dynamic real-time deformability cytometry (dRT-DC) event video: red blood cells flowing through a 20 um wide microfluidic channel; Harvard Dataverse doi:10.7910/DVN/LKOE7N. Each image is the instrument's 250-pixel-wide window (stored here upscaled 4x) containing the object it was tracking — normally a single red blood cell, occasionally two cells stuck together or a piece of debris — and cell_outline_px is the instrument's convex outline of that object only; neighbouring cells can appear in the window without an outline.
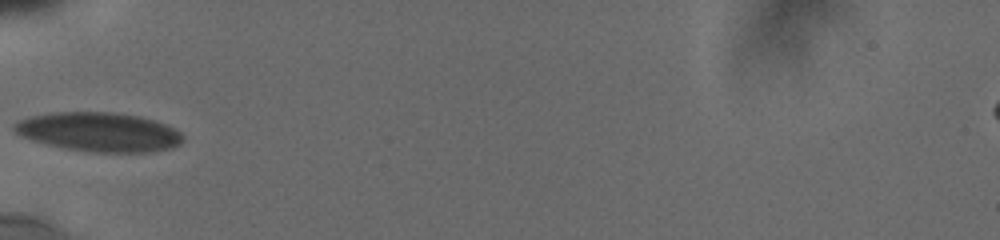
{"species": "human", "species_latin": "Homo sapiens", "temperature_condition": "cold", "stored_images_in_passage": 4, "camera_frame_rate_fps": 3000, "um_per_image_px": 0.085, "donor": {"sex": "male"}, "frame": {"image": 1, "passage_image": 1, "time_ms": 0.0, "image_size_px": [1000, 240], "cell_outline_px": [[184, 140], [180, 144], [172, 148], [152, 152], [88, 152], [64, 148], [44, 144], [20, 136], [12, 132], [12, 124], [28, 116], [52, 112], [112, 112], [140, 116], [164, 124], [180, 132], [184, 136]], "centroid_in_image_um": [8.36, 11.22], "position_along_channel_um": 76.6, "area_um2": 38.9}}
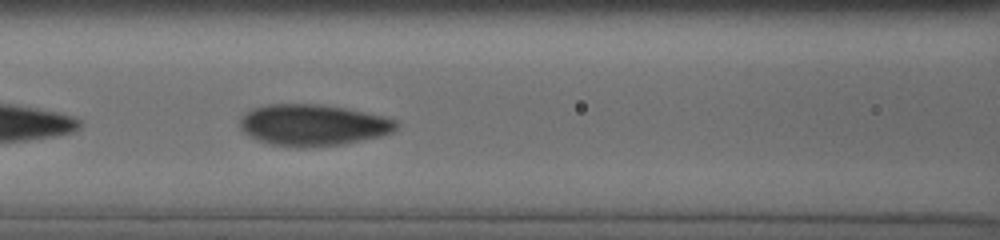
{"frame": {"image": 2, "passage_image": 3, "time_ms": 1.667, "image_size_px": [1000, 240], "cell_outline_px": [[400, 124], [392, 132], [384, 136], [340, 144], [304, 148], [296, 148], [268, 144], [256, 140], [248, 136], [240, 128], [240, 120], [252, 108], [268, 104], [320, 104], [344, 108], [384, 116], [396, 120]], "centroid_in_image_um": [26.6, 10.64], "position_along_channel_um": 140.0, "area_um2": 37.92}}
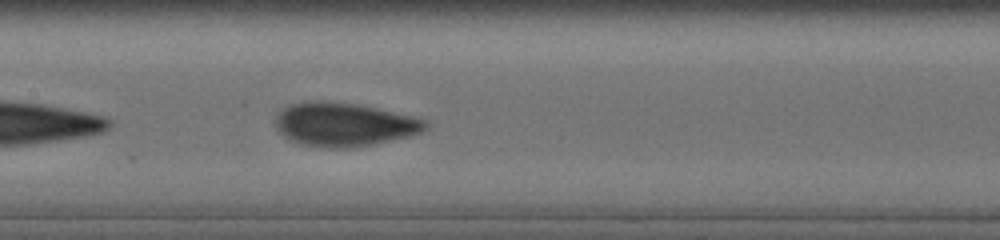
{"frame": {"image": 3, "passage_image": 4, "time_ms": 2.667, "image_size_px": [1000, 240], "cell_outline_px": [[428, 128], [412, 136], [352, 148], [320, 148], [300, 144], [288, 140], [276, 128], [276, 116], [288, 104], [312, 100], [324, 100], [356, 104], [376, 108], [412, 116], [428, 120]], "centroid_in_image_um": [29.24, 10.58], "position_along_channel_um": 178.2, "area_um2": 38.49}}